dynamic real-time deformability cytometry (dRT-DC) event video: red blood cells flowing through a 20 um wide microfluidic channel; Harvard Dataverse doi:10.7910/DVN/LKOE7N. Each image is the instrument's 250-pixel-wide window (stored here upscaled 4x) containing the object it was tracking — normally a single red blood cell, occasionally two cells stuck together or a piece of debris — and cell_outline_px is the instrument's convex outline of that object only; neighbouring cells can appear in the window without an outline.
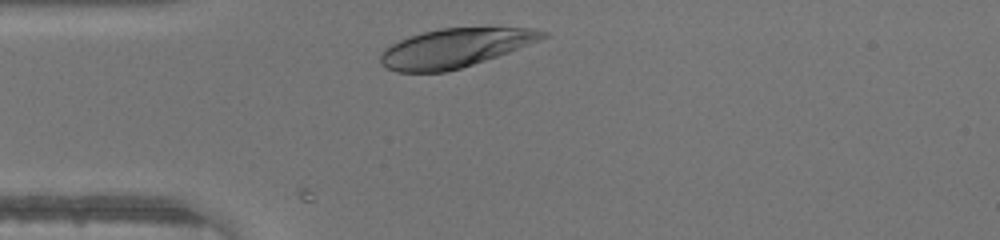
{"species": "human", "species_latin": "Homo sapiens", "temperature_condition": "warm", "stored_images_in_passage": 25, "camera_frame_rate_fps": 3000, "um_per_image_px": 0.085, "donor": {"sex": "male"}, "frame": {"image": 1, "passage_image": 1, "time_ms": 0.0, "image_size_px": [1000, 240], "cell_outline_px": [[548, 36], [540, 40], [508, 52], [448, 72], [396, 72], [384, 68], [380, 64], [380, 56], [384, 48], [400, 40], [424, 32], [440, 28], [528, 28], [548, 32]], "centroid_in_image_um": [38.62, 4.09], "position_along_channel_um": 46.4, "area_um2": 36.3}}
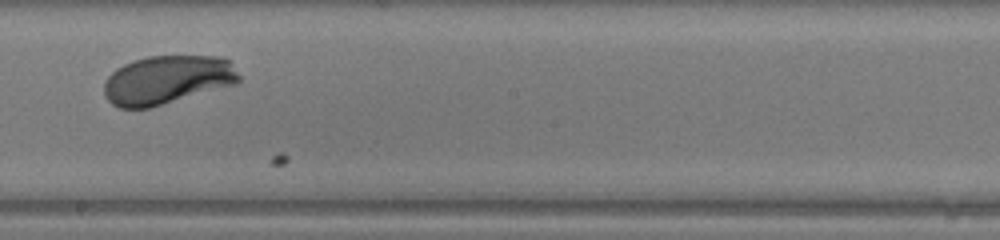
{"frame": {"image": 2, "passage_image": 15, "time_ms": 4.667, "image_size_px": [1000, 240], "cell_outline_px": [[240, 80], [236, 84], [148, 108], [120, 108], [112, 104], [104, 96], [104, 80], [116, 68], [132, 60], [148, 56], [220, 56], [228, 60], [240, 76]], "centroid_in_image_um": [14.18, 6.78], "position_along_channel_um": 234.0, "area_um2": 38.26}}
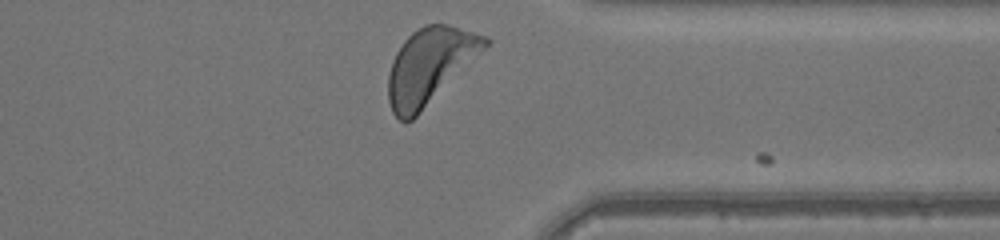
{"frame": {"image": 3, "passage_image": 25, "time_ms": 8.0, "image_size_px": [1000, 240], "cell_outline_px": [[492, 40], [412, 120], [404, 124], [392, 112], [388, 100], [388, 76], [392, 60], [396, 52], [404, 40], [412, 32], [424, 24], [448, 24], [488, 36]], "centroid_in_image_um": [36.48, 5.58], "position_along_channel_um": 374.9, "area_um2": 41.91}}